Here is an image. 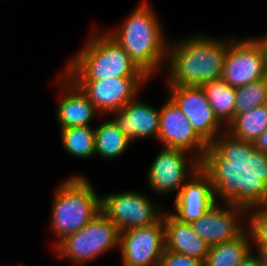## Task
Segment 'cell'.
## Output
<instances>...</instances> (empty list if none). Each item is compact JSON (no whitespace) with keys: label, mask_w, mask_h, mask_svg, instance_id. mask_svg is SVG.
Wrapping results in <instances>:
<instances>
[{"label":"cell","mask_w":267,"mask_h":266,"mask_svg":"<svg viewBox=\"0 0 267 266\" xmlns=\"http://www.w3.org/2000/svg\"><path fill=\"white\" fill-rule=\"evenodd\" d=\"M157 142L162 147L186 150L199 160L208 148V144L194 131L186 115L168 96L159 108Z\"/></svg>","instance_id":"cell-14"},{"label":"cell","mask_w":267,"mask_h":266,"mask_svg":"<svg viewBox=\"0 0 267 266\" xmlns=\"http://www.w3.org/2000/svg\"><path fill=\"white\" fill-rule=\"evenodd\" d=\"M200 168L209 176L216 202L245 209L267 205V153L256 151L253 142L224 131L208 145Z\"/></svg>","instance_id":"cell-1"},{"label":"cell","mask_w":267,"mask_h":266,"mask_svg":"<svg viewBox=\"0 0 267 266\" xmlns=\"http://www.w3.org/2000/svg\"><path fill=\"white\" fill-rule=\"evenodd\" d=\"M164 250L163 215L151 225L123 231L119 235L123 266H159Z\"/></svg>","instance_id":"cell-11"},{"label":"cell","mask_w":267,"mask_h":266,"mask_svg":"<svg viewBox=\"0 0 267 266\" xmlns=\"http://www.w3.org/2000/svg\"><path fill=\"white\" fill-rule=\"evenodd\" d=\"M132 142L121 132L113 119H106L95 128V156L104 159L118 158Z\"/></svg>","instance_id":"cell-20"},{"label":"cell","mask_w":267,"mask_h":266,"mask_svg":"<svg viewBox=\"0 0 267 266\" xmlns=\"http://www.w3.org/2000/svg\"><path fill=\"white\" fill-rule=\"evenodd\" d=\"M165 249L205 261L210 246L193 230L190 223L180 222L169 211L163 213Z\"/></svg>","instance_id":"cell-18"},{"label":"cell","mask_w":267,"mask_h":266,"mask_svg":"<svg viewBox=\"0 0 267 266\" xmlns=\"http://www.w3.org/2000/svg\"><path fill=\"white\" fill-rule=\"evenodd\" d=\"M255 247V248H254ZM262 266H267V245H252Z\"/></svg>","instance_id":"cell-29"},{"label":"cell","mask_w":267,"mask_h":266,"mask_svg":"<svg viewBox=\"0 0 267 266\" xmlns=\"http://www.w3.org/2000/svg\"><path fill=\"white\" fill-rule=\"evenodd\" d=\"M150 77H114L97 81H72L95 106L101 116H110L138 96Z\"/></svg>","instance_id":"cell-12"},{"label":"cell","mask_w":267,"mask_h":266,"mask_svg":"<svg viewBox=\"0 0 267 266\" xmlns=\"http://www.w3.org/2000/svg\"><path fill=\"white\" fill-rule=\"evenodd\" d=\"M266 129L267 104L234 116L233 120L226 126L227 133L246 142H254Z\"/></svg>","instance_id":"cell-22"},{"label":"cell","mask_w":267,"mask_h":266,"mask_svg":"<svg viewBox=\"0 0 267 266\" xmlns=\"http://www.w3.org/2000/svg\"><path fill=\"white\" fill-rule=\"evenodd\" d=\"M201 87L215 116L226 127L234 118L235 88L222 79L205 82Z\"/></svg>","instance_id":"cell-21"},{"label":"cell","mask_w":267,"mask_h":266,"mask_svg":"<svg viewBox=\"0 0 267 266\" xmlns=\"http://www.w3.org/2000/svg\"><path fill=\"white\" fill-rule=\"evenodd\" d=\"M215 203L209 176L199 168L175 196V212L170 213L180 222L191 223L203 216Z\"/></svg>","instance_id":"cell-15"},{"label":"cell","mask_w":267,"mask_h":266,"mask_svg":"<svg viewBox=\"0 0 267 266\" xmlns=\"http://www.w3.org/2000/svg\"><path fill=\"white\" fill-rule=\"evenodd\" d=\"M166 87L167 96L186 115L194 131L208 145L226 131V127L215 116L201 86Z\"/></svg>","instance_id":"cell-10"},{"label":"cell","mask_w":267,"mask_h":266,"mask_svg":"<svg viewBox=\"0 0 267 266\" xmlns=\"http://www.w3.org/2000/svg\"><path fill=\"white\" fill-rule=\"evenodd\" d=\"M56 80L62 90L55 111L60 128L92 126L90 123L101 114L88 97L63 73Z\"/></svg>","instance_id":"cell-16"},{"label":"cell","mask_w":267,"mask_h":266,"mask_svg":"<svg viewBox=\"0 0 267 266\" xmlns=\"http://www.w3.org/2000/svg\"><path fill=\"white\" fill-rule=\"evenodd\" d=\"M110 115L113 116V121L129 141L150 137L157 140L159 133L158 107L136 97L121 110L114 111Z\"/></svg>","instance_id":"cell-17"},{"label":"cell","mask_w":267,"mask_h":266,"mask_svg":"<svg viewBox=\"0 0 267 266\" xmlns=\"http://www.w3.org/2000/svg\"><path fill=\"white\" fill-rule=\"evenodd\" d=\"M256 151L267 153V129L253 142Z\"/></svg>","instance_id":"cell-27"},{"label":"cell","mask_w":267,"mask_h":266,"mask_svg":"<svg viewBox=\"0 0 267 266\" xmlns=\"http://www.w3.org/2000/svg\"><path fill=\"white\" fill-rule=\"evenodd\" d=\"M234 116L267 104V77L235 88Z\"/></svg>","instance_id":"cell-24"},{"label":"cell","mask_w":267,"mask_h":266,"mask_svg":"<svg viewBox=\"0 0 267 266\" xmlns=\"http://www.w3.org/2000/svg\"><path fill=\"white\" fill-rule=\"evenodd\" d=\"M227 53V37L195 34L168 43L166 86H201L219 80Z\"/></svg>","instance_id":"cell-2"},{"label":"cell","mask_w":267,"mask_h":266,"mask_svg":"<svg viewBox=\"0 0 267 266\" xmlns=\"http://www.w3.org/2000/svg\"><path fill=\"white\" fill-rule=\"evenodd\" d=\"M247 229L252 245H267V205L247 209Z\"/></svg>","instance_id":"cell-25"},{"label":"cell","mask_w":267,"mask_h":266,"mask_svg":"<svg viewBox=\"0 0 267 266\" xmlns=\"http://www.w3.org/2000/svg\"><path fill=\"white\" fill-rule=\"evenodd\" d=\"M220 203L216 202L203 216L190 223L194 232L209 246L230 241L247 229V209Z\"/></svg>","instance_id":"cell-13"},{"label":"cell","mask_w":267,"mask_h":266,"mask_svg":"<svg viewBox=\"0 0 267 266\" xmlns=\"http://www.w3.org/2000/svg\"><path fill=\"white\" fill-rule=\"evenodd\" d=\"M261 47V49L264 51V53L267 55V31L265 32L264 36L259 38H253Z\"/></svg>","instance_id":"cell-30"},{"label":"cell","mask_w":267,"mask_h":266,"mask_svg":"<svg viewBox=\"0 0 267 266\" xmlns=\"http://www.w3.org/2000/svg\"><path fill=\"white\" fill-rule=\"evenodd\" d=\"M159 21L155 10L144 0L120 27L105 31L150 78L166 66L169 39Z\"/></svg>","instance_id":"cell-3"},{"label":"cell","mask_w":267,"mask_h":266,"mask_svg":"<svg viewBox=\"0 0 267 266\" xmlns=\"http://www.w3.org/2000/svg\"><path fill=\"white\" fill-rule=\"evenodd\" d=\"M267 77V55L253 38H227L221 79L234 88Z\"/></svg>","instance_id":"cell-8"},{"label":"cell","mask_w":267,"mask_h":266,"mask_svg":"<svg viewBox=\"0 0 267 266\" xmlns=\"http://www.w3.org/2000/svg\"><path fill=\"white\" fill-rule=\"evenodd\" d=\"M199 168L200 160L188 151L162 147L148 170V187L160 196H176Z\"/></svg>","instance_id":"cell-9"},{"label":"cell","mask_w":267,"mask_h":266,"mask_svg":"<svg viewBox=\"0 0 267 266\" xmlns=\"http://www.w3.org/2000/svg\"><path fill=\"white\" fill-rule=\"evenodd\" d=\"M53 193L50 228L56 243L86 226L101 212V195L86 176L72 175L62 181Z\"/></svg>","instance_id":"cell-5"},{"label":"cell","mask_w":267,"mask_h":266,"mask_svg":"<svg viewBox=\"0 0 267 266\" xmlns=\"http://www.w3.org/2000/svg\"><path fill=\"white\" fill-rule=\"evenodd\" d=\"M60 130L62 145L69 155L80 159L95 156V128L81 126Z\"/></svg>","instance_id":"cell-23"},{"label":"cell","mask_w":267,"mask_h":266,"mask_svg":"<svg viewBox=\"0 0 267 266\" xmlns=\"http://www.w3.org/2000/svg\"><path fill=\"white\" fill-rule=\"evenodd\" d=\"M251 250V235L246 229L230 241L210 246L203 266H238Z\"/></svg>","instance_id":"cell-19"},{"label":"cell","mask_w":267,"mask_h":266,"mask_svg":"<svg viewBox=\"0 0 267 266\" xmlns=\"http://www.w3.org/2000/svg\"><path fill=\"white\" fill-rule=\"evenodd\" d=\"M238 266H262L257 255L252 249L248 255L239 263Z\"/></svg>","instance_id":"cell-28"},{"label":"cell","mask_w":267,"mask_h":266,"mask_svg":"<svg viewBox=\"0 0 267 266\" xmlns=\"http://www.w3.org/2000/svg\"><path fill=\"white\" fill-rule=\"evenodd\" d=\"M82 47L62 71L71 81L148 77L115 40L97 27Z\"/></svg>","instance_id":"cell-4"},{"label":"cell","mask_w":267,"mask_h":266,"mask_svg":"<svg viewBox=\"0 0 267 266\" xmlns=\"http://www.w3.org/2000/svg\"><path fill=\"white\" fill-rule=\"evenodd\" d=\"M159 266H203V263L185 254L165 249Z\"/></svg>","instance_id":"cell-26"},{"label":"cell","mask_w":267,"mask_h":266,"mask_svg":"<svg viewBox=\"0 0 267 266\" xmlns=\"http://www.w3.org/2000/svg\"><path fill=\"white\" fill-rule=\"evenodd\" d=\"M119 235L117 226L100 212L82 229L62 240L54 252L57 259L66 258L83 266L119 248Z\"/></svg>","instance_id":"cell-6"},{"label":"cell","mask_w":267,"mask_h":266,"mask_svg":"<svg viewBox=\"0 0 267 266\" xmlns=\"http://www.w3.org/2000/svg\"><path fill=\"white\" fill-rule=\"evenodd\" d=\"M157 206L152 198L138 191L101 195V212L117 226L120 233L157 222L165 211Z\"/></svg>","instance_id":"cell-7"}]
</instances>
